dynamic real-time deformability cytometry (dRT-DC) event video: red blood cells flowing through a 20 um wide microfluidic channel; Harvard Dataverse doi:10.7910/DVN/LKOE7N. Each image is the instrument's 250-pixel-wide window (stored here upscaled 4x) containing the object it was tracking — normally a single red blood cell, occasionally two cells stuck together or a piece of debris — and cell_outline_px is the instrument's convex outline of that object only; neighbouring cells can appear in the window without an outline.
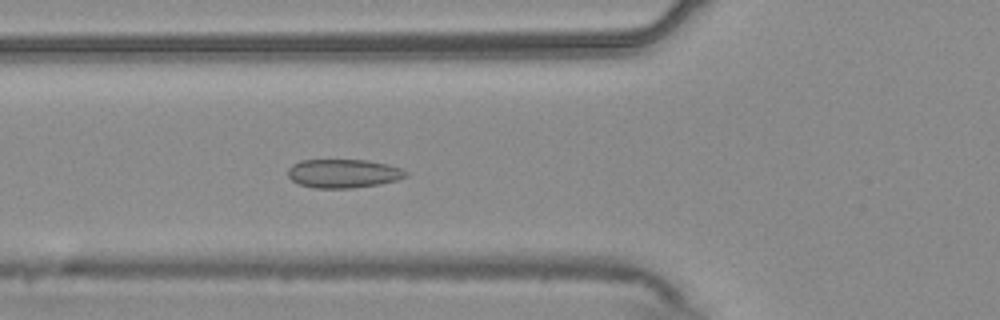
{"species": "common noctule bat (a hibernating species)", "species_latin": "Nyctalus noctula", "temperature_condition": "warm", "stored_images_in_passage": 20, "camera_frame_rate_fps": 3000, "um_per_image_px": 0.085, "animal": {"sex": "male", "body_mass_g": 20.4}, "frame": {"image": 1, "passage_image": 20, "time_ms": 6.333, "image_size_px": [1000, 320], "cell_outline_px": [[408, 176], [396, 180], [380, 184], [352, 188], [312, 188], [300, 184], [292, 180], [288, 176], [288, 168], [292, 164], [300, 160], [368, 160], [388, 164], [400, 168], [408, 172]], "centroid_in_image_um": [29.18, 14.74], "position_along_channel_um": 96.6, "area_um2": 19.83}}